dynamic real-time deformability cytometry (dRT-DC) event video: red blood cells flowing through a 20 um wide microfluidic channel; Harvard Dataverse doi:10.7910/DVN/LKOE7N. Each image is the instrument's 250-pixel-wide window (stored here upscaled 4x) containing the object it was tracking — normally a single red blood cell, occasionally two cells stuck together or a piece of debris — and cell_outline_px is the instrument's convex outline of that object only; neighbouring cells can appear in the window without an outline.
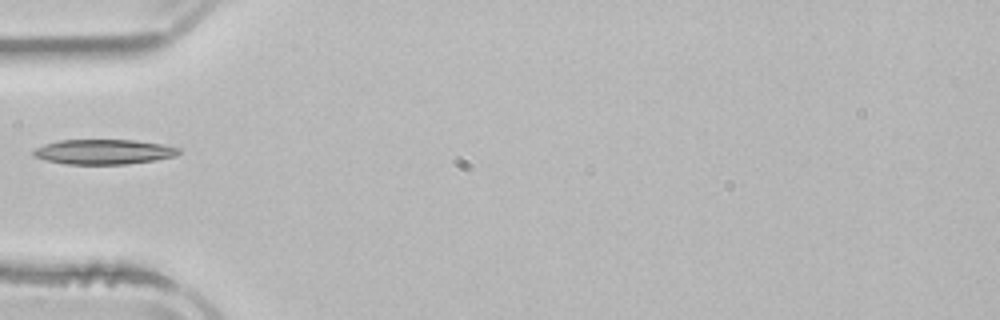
{"species": "common noctule bat (a hibernating species)", "species_latin": "Nyctalus noctula", "temperature_condition": "room temperature", "stored_images_in_passage": 2, "camera_frame_rate_fps": 3000, "um_per_image_px": 0.085, "animal": {"sex": "male", "body_mass_g": 21.5, "forearm_length_mm": 52.0}, "frame": {"image": 1, "passage_image": 2, "time_ms": 1.667, "image_size_px": [1000, 320], "cell_outline_px": [[180, 152], [176, 156], [156, 160], [128, 164], [64, 164], [44, 160], [36, 156], [32, 152], [36, 148], [44, 144], [60, 140], [132, 140], [164, 144], [180, 148]], "centroid_in_image_um": [8.84, 12.91], "position_along_channel_um": 76.2, "area_um2": 21.15}}